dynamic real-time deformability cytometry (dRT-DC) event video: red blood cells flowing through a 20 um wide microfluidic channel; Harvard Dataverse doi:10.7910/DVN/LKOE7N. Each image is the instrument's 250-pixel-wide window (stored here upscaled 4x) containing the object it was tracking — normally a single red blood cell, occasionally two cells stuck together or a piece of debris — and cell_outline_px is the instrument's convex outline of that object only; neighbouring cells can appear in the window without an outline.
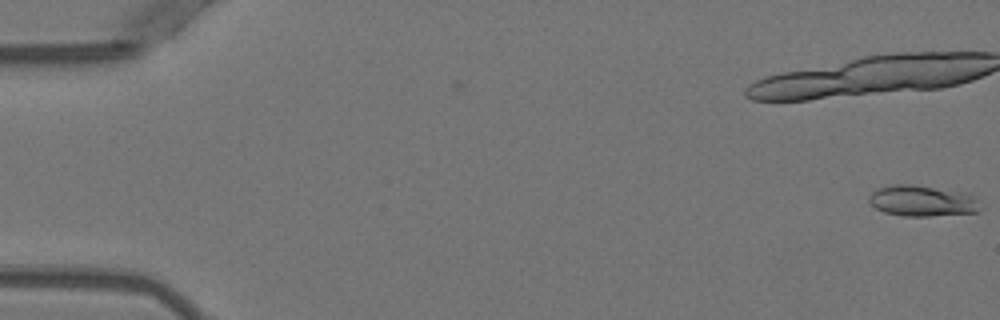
{"species": "Egyptian fruit bat (a non-hibernating species)", "species_latin": "Rousettus aegyptiacus", "temperature_condition": "warm", "stored_images_in_passage": 3, "camera_frame_rate_fps": 3000, "um_per_image_px": 0.085, "animal": {"sex": "female"}, "frame": {"image": 1, "passage_image": 3, "time_ms": 0.667, "image_size_px": [1000, 320], "cell_outline_px": [[976, 212], [928, 216], [904, 216], [884, 212], [876, 208], [868, 200], [868, 196], [876, 188], [896, 184], [912, 184], [964, 192], [972, 196], [976, 200]], "centroid_in_image_um": [78.29, 17.06], "position_along_channel_um": 6.7, "area_um2": 19.71}}